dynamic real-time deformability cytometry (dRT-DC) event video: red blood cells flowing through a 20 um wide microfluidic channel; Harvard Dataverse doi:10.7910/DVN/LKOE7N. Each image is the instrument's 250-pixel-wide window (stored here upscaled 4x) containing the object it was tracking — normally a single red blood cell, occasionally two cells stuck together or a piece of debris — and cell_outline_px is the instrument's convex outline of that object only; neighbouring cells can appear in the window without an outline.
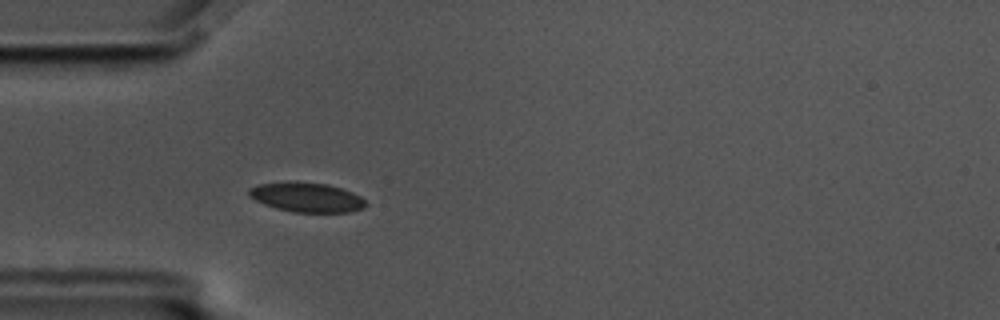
{"species": "common noctule bat (a hibernating species)", "species_latin": "Nyctalus noctula", "temperature_condition": "cold", "stored_images_in_passage": 56, "camera_frame_rate_fps": 3000, "um_per_image_px": 0.085, "animal": {"sex": "male", "body_mass_g": 17.5, "forearm_length_mm": 52.3}, "frame": {"image": 1, "passage_image": 15, "time_ms": 4.667, "image_size_px": [1000, 320], "cell_outline_px": [[368, 204], [364, 208], [348, 212], [292, 212], [276, 208], [264, 204], [248, 196], [248, 188], [260, 184], [288, 180], [296, 180], [328, 184], [352, 192], [360, 196]], "centroid_in_image_um": [26.04, 16.74], "position_along_channel_um": 59.0, "area_um2": 20.46}}
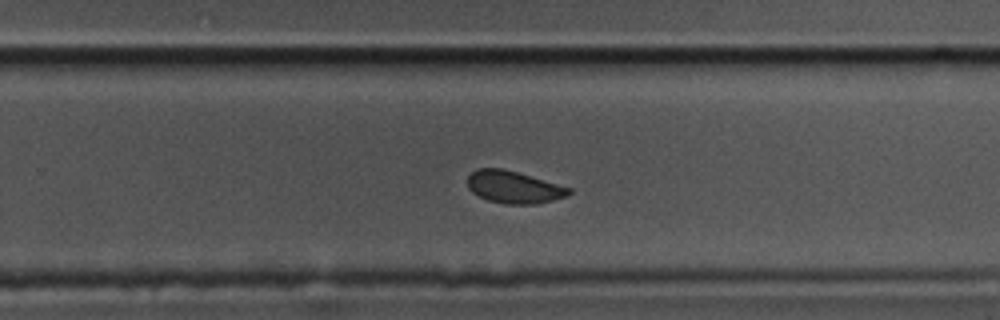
{"frame": {"image": 2, "passage_image": 35, "time_ms": 11.333, "image_size_px": [1000, 320], "cell_outline_px": [[572, 192], [568, 196], [536, 204], [504, 204], [488, 200], [472, 192], [468, 188], [468, 176], [476, 168], [504, 168], [572, 188]], "centroid_in_image_um": [43.68, 15.9], "position_along_channel_um": 286.1, "area_um2": 19.13}}
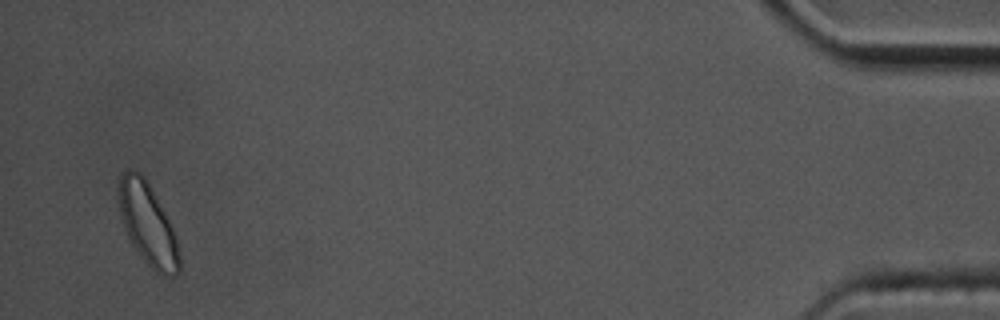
{"frame": {"image": 3, "passage_image": 54, "time_ms": 17.667, "image_size_px": [1000, 320], "cell_outline_px": [[180, 272], [176, 276], [164, 276], [156, 272], [140, 256], [132, 244], [124, 228], [120, 212], [120, 176], [128, 168], [132, 168], [140, 172], [144, 176], [168, 220], [176, 236], [180, 252]], "centroid_in_image_um": [12.59, 19.1], "position_along_channel_um": 422.6, "area_um2": 28.44}, "authors_computed_cell_mechanics": {"area_um2": 20.0855, "velocity_mm_per_s": 3.4691, "shape_relaxation_time_tau1_ms": null, "shape_relaxation_time_tau2_ms": 3.8637, "deformation_change_tau1": null, "deformation_change_tau2": 0.0587}}